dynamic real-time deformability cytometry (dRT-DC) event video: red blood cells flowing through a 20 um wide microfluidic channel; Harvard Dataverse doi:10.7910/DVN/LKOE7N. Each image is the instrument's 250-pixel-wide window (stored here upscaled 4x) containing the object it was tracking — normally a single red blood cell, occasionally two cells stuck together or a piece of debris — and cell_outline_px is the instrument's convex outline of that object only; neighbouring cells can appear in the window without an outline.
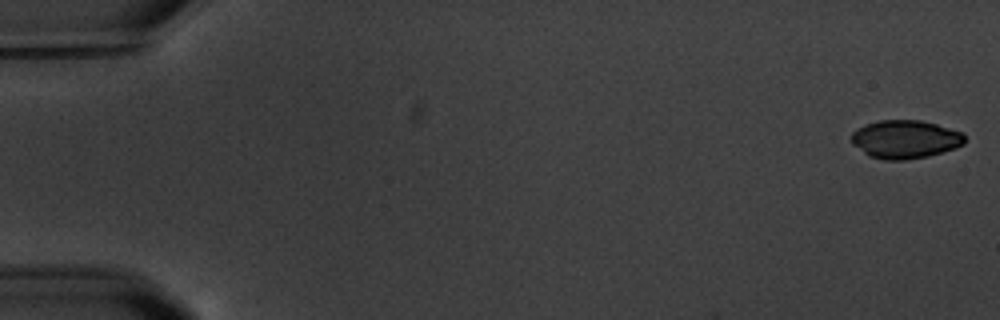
{"species": "common noctule bat (a hibernating species)", "species_latin": "Nyctalus noctula", "temperature_condition": "warm", "stored_images_in_passage": 6, "segment_of_instrument_passage": [1, 2], "camera_frame_rate_fps": 3000, "um_per_image_px": 0.085, "animal": {"sex": "male", "body_mass_g": 20.1, "forearm_length_mm": 53.5}, "frame": {"image": 1, "passage_image": 1, "time_ms": 0.0, "image_size_px": [1000, 320], "cell_outline_px": [[964, 144], [956, 148], [928, 156], [908, 160], [884, 160], [868, 156], [852, 144], [852, 132], [864, 124], [880, 120], [920, 120], [936, 124], [964, 132]], "centroid_in_image_um": [76.94, 11.84], "position_along_channel_um": 8.1, "area_um2": 25.49}}
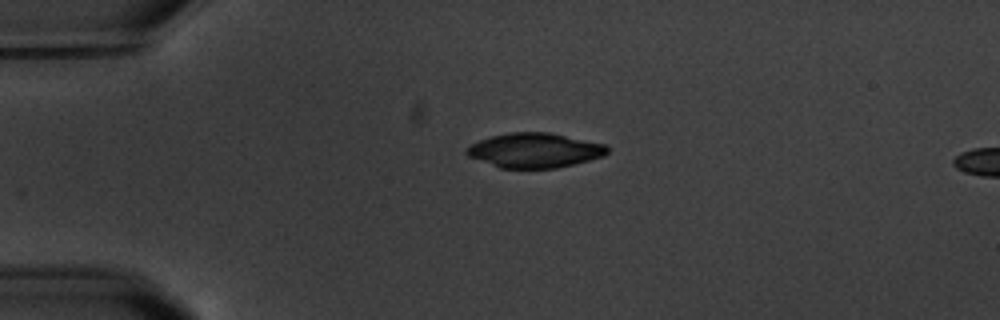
{"frame": {"image": 2, "passage_image": 4, "time_ms": 4.333, "image_size_px": [1000, 320], "cell_outline_px": [[608, 152], [604, 156], [556, 168], [500, 168], [468, 156], [464, 152], [472, 144], [480, 140], [492, 136], [508, 132], [548, 132], [604, 144], [608, 148]], "centroid_in_image_um": [45.43, 12.78], "position_along_channel_um": 39.6, "area_um2": 28.09}}